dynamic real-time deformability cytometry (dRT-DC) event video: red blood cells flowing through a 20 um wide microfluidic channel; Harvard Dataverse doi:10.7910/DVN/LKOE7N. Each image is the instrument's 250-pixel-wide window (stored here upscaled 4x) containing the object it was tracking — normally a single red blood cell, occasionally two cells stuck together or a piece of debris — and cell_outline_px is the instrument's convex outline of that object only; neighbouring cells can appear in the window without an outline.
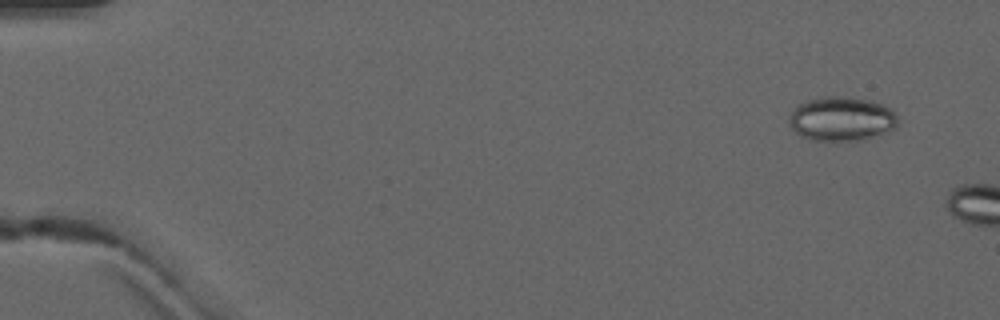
{"species": "common noctule bat (a hibernating species)", "species_latin": "Nyctalus noctula", "temperature_condition": "warm", "stored_images_in_passage": 3, "camera_frame_rate_fps": 3000, "um_per_image_px": 0.085, "animal": {"sex": "male", "forearm_length_mm": 52.5}, "frame": {"image": 1, "passage_image": 1, "time_ms": 0.0, "image_size_px": [1000, 320], "cell_outline_px": [[900, 120], [896, 128], [860, 140], [808, 140], [800, 136], [788, 124], [788, 120], [792, 108], [796, 104], [804, 100], [824, 96], [840, 96], [872, 100], [892, 108]], "centroid_in_image_um": [71.5, 10.08], "position_along_channel_um": 13.5, "area_um2": 28.5}}